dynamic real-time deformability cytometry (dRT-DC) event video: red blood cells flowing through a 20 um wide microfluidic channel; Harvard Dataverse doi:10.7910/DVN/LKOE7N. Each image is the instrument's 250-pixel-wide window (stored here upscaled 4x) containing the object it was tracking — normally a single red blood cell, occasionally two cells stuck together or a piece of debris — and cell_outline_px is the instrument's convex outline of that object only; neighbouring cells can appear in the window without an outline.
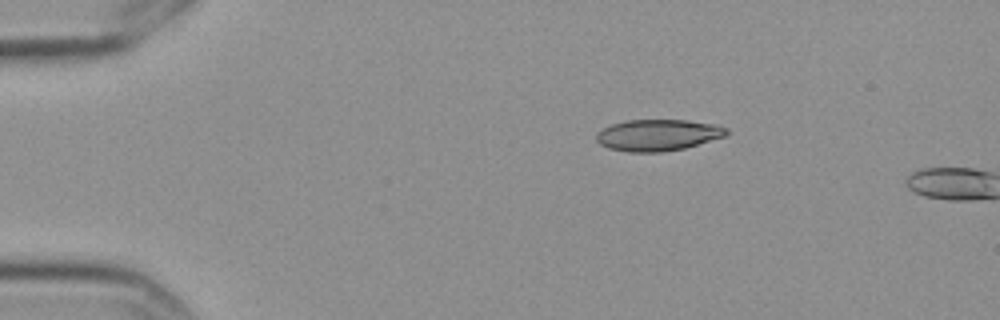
{"species": "Egyptian fruit bat (a non-hibernating species)", "species_latin": "Rousettus aegyptiacus", "temperature_condition": "cold", "stored_images_in_passage": 2, "camera_frame_rate_fps": 3000, "um_per_image_px": 0.085, "frame": {"image": 1, "passage_image": 1, "time_ms": 0.0, "image_size_px": [1000, 320], "cell_outline_px": [[728, 136], [684, 148], [660, 152], [628, 152], [608, 148], [600, 144], [596, 140], [596, 132], [612, 124], [628, 120], [688, 120], [716, 124], [728, 128]], "centroid_in_image_um": [55.95, 11.48], "position_along_channel_um": 29.1, "area_um2": 23.99}}